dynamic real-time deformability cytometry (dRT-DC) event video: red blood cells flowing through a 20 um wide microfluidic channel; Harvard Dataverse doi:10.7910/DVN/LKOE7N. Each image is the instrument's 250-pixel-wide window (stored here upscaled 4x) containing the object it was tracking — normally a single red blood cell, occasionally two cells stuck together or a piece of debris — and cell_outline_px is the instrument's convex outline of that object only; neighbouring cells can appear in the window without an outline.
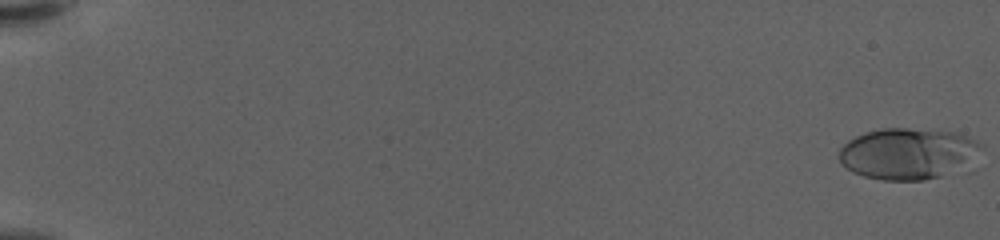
{"species": "human", "species_latin": "Homo sapiens", "temperature_condition": "warm", "stored_images_in_passage": 59, "camera_frame_rate_fps": 3000, "um_per_image_px": 0.085, "donor": {"sex": "female"}, "frame": {"image": 1, "passage_image": 1, "time_ms": 0.0, "image_size_px": [1000, 240], "cell_outline_px": [[984, 148], [964, 164], [940, 176], [924, 180], [884, 180], [864, 176], [852, 172], [840, 164], [840, 148], [848, 140], [856, 136], [880, 128], [904, 128], [952, 132], [964, 136], [980, 144]], "centroid_in_image_um": [77.07, 13.05], "position_along_channel_um": 7.9, "area_um2": 41.5}}
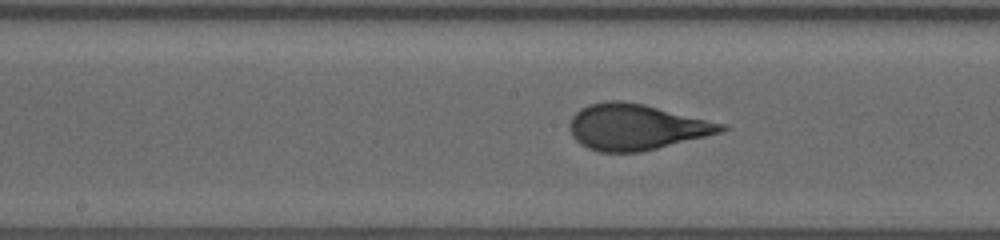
{"frame": {"image": 2, "passage_image": 33, "time_ms": 10.667, "image_size_px": [1000, 240], "cell_outline_px": [[732, 128], [720, 132], [640, 152], [600, 152], [588, 148], [580, 144], [572, 136], [568, 128], [568, 124], [572, 116], [580, 108], [588, 104], [608, 100], [620, 100], [644, 104], [728, 124]], "centroid_in_image_um": [54.05, 10.78], "position_along_channel_um": 194.2, "area_um2": 40.63}}
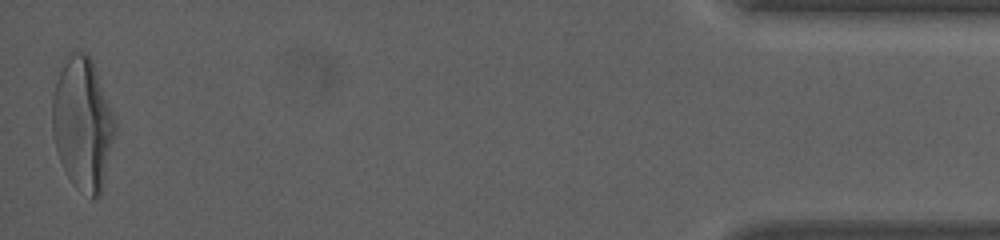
{"frame": {"image": 3, "passage_image": 59, "time_ms": 19.333, "image_size_px": [1000, 240], "cell_outline_px": [[116, 132], [100, 196], [92, 200], [76, 188], [72, 184], [60, 160], [52, 136], [52, 100], [56, 80], [68, 52], [84, 52], [92, 60], [116, 120]], "centroid_in_image_um": [7.02, 10.55], "position_along_channel_um": 428.2, "area_um2": 48.49}, "authors_computed_cell_mechanics": {"area_um2": 39.7664, "velocity_mm_per_s": 3.6023, "shape_relaxation_time_tau1_ms": 4.3101, "shape_relaxation_time_tau2_ms": null, "deformation_change_tau1": 0.2217, "deformation_change_tau2": null}}